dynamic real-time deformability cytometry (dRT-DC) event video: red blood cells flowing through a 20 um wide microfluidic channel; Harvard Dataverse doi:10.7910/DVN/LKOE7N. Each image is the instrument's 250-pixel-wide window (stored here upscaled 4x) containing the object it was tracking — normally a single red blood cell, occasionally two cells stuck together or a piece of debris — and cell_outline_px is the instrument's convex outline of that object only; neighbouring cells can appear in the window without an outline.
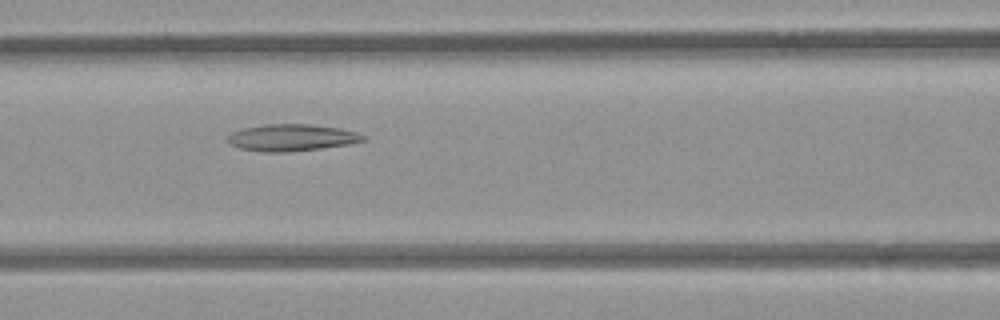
{"species": "common noctule bat (a hibernating species)", "species_latin": "Nyctalus noctula", "temperature_condition": "room temperature", "stored_images_in_passage": 33, "camera_frame_rate_fps": 3000, "um_per_image_px": 0.085, "animal": {"sex": "female", "body_mass_g": 21.9}, "frame": {"image": 1, "passage_image": 9, "time_ms": 2.667, "image_size_px": [1000, 320], "cell_outline_px": [[368, 140], [348, 144], [320, 148], [284, 152], [260, 152], [240, 148], [224, 140], [232, 132], [244, 128], [268, 124], [308, 124], [340, 128], [356, 132], [368, 136]], "centroid_in_image_um": [24.81, 11.7], "position_along_channel_um": 141.8, "area_um2": 21.15}}
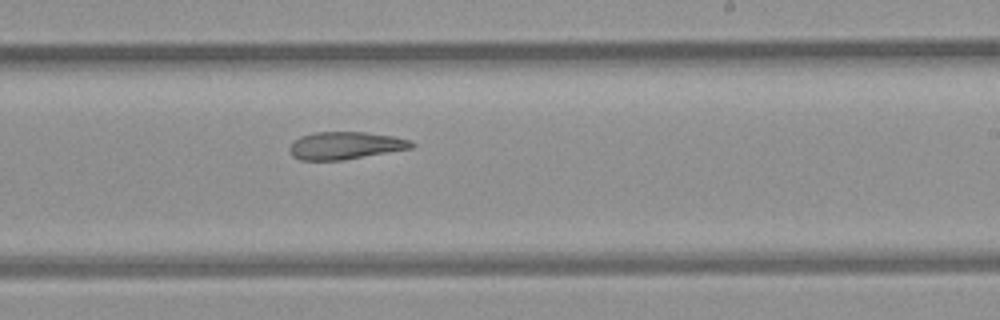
{"frame": {"image": 2, "passage_image": 18, "time_ms": 5.667, "image_size_px": [1000, 320], "cell_outline_px": [[416, 144], [412, 148], [344, 160], [300, 160], [292, 156], [288, 148], [292, 140], [300, 136], [316, 132], [368, 132], [396, 136], [412, 140]], "centroid_in_image_um": [29.36, 12.36], "position_along_channel_um": 259.6, "area_um2": 19.88}}
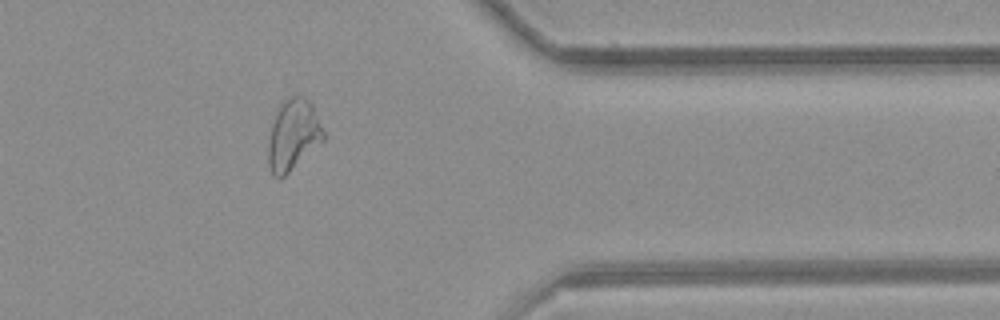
{"frame": {"image": 3, "passage_image": 29, "time_ms": 9.333, "image_size_px": [1000, 320], "cell_outline_px": [[324, 140], [284, 176], [272, 176], [268, 168], [268, 140], [272, 124], [276, 112], [280, 104], [284, 100], [292, 96], [304, 96], [312, 104], [324, 132]], "centroid_in_image_um": [24.9, 11.46], "position_along_channel_um": 386.5, "area_um2": 22.6}}